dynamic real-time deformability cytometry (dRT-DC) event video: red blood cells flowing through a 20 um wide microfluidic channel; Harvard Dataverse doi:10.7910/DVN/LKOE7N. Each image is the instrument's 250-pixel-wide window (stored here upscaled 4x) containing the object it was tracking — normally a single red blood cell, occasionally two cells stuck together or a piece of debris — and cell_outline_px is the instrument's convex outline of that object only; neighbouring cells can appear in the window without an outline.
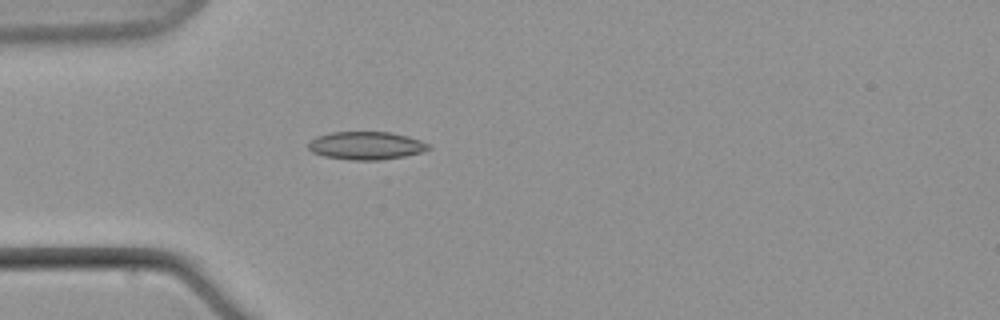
{"species": "common noctule bat (a hibernating species)", "species_latin": "Nyctalus noctula", "temperature_condition": "warm", "stored_images_in_passage": 9, "camera_frame_rate_fps": 3000, "um_per_image_px": 0.085, "animal": {"sex": "male", "body_mass_g": 21.5, "forearm_length_mm": 52.0}, "frame": {"image": 1, "passage_image": 6, "time_ms": 6.333, "image_size_px": [1000, 320], "cell_outline_px": [[432, 148], [420, 152], [404, 156], [380, 160], [352, 160], [324, 156], [312, 152], [308, 148], [308, 144], [316, 136], [332, 132], [392, 132], [408, 136], [420, 140], [428, 144]], "centroid_in_image_um": [31.12, 12.37], "position_along_channel_um": 53.9, "area_um2": 19.54}}
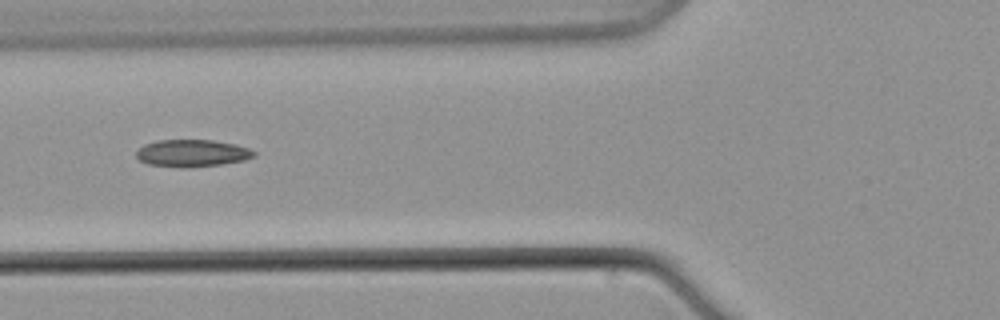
{"frame": {"image": 2, "passage_image": 8, "time_ms": 8.667, "image_size_px": [1000, 320], "cell_outline_px": [[256, 156], [244, 160], [220, 164], [184, 168], [180, 168], [148, 164], [140, 160], [136, 156], [136, 152], [144, 144], [156, 140], [212, 140], [236, 144], [248, 148], [256, 152]], "centroid_in_image_um": [16.33, 13.02], "position_along_channel_um": 109.5, "area_um2": 18.67}}